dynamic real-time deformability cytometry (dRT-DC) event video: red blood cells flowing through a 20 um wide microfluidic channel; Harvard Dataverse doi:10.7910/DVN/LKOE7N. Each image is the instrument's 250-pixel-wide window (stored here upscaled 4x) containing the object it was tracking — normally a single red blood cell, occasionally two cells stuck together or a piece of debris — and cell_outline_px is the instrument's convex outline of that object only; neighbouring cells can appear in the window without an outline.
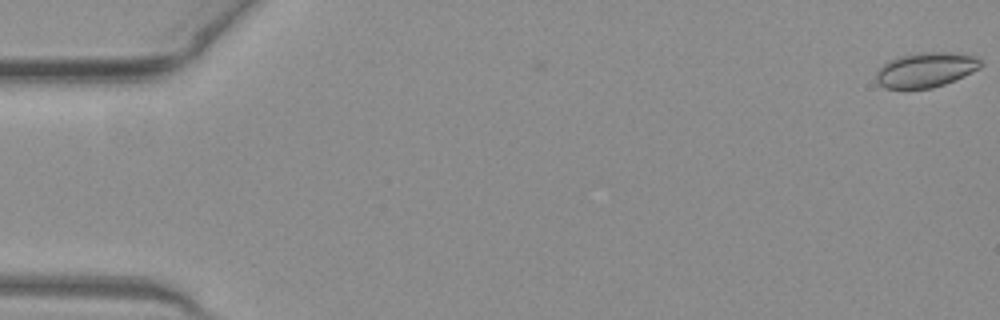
{"species": "common noctule bat (a hibernating species)", "species_latin": "Nyctalus noctula", "temperature_condition": "warm", "stored_images_in_passage": 52, "camera_frame_rate_fps": 3000, "um_per_image_px": 0.085, "animal": {"sex": "female", "body_mass_g": 19.3, "forearm_length_mm": 54.1}, "frame": {"image": 1, "passage_image": 1, "time_ms": 0.0, "image_size_px": [1000, 320], "cell_outline_px": [[984, 64], [980, 68], [964, 76], [944, 84], [932, 88], [904, 92], [884, 88], [876, 80], [876, 72], [888, 60], [900, 56], [916, 52], [948, 52], [976, 56]], "centroid_in_image_um": [78.65, 5.97], "position_along_channel_um": 6.3, "area_um2": 21.91}}